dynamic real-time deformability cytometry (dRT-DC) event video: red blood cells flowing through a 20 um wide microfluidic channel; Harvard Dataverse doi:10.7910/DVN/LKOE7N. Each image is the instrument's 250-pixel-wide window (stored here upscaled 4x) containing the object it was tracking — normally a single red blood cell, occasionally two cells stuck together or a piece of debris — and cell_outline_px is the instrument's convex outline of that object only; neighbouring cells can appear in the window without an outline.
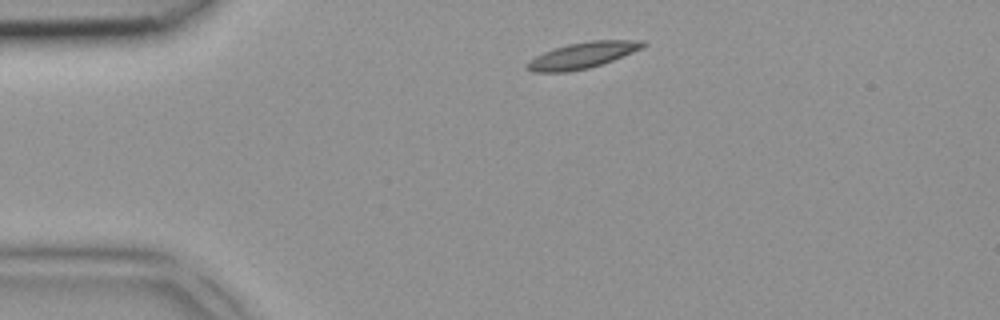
{"species": "common noctule bat (a hibernating species)", "species_latin": "Nyctalus noctula", "temperature_condition": "room temperature", "stored_images_in_passage": 2, "camera_frame_rate_fps": 3000, "um_per_image_px": 0.085, "animal": {"sex": "female", "body_mass_g": 18.4}, "frame": {"image": 1, "passage_image": 1, "time_ms": 0.0, "image_size_px": [1000, 320], "cell_outline_px": [[648, 44], [644, 48], [612, 60], [588, 68], [568, 72], [532, 72], [524, 68], [524, 64], [528, 60], [544, 52], [568, 44], [592, 40], [644, 40]], "centroid_in_image_um": [49.5, 4.7], "position_along_channel_um": 35.5, "area_um2": 17.69}}